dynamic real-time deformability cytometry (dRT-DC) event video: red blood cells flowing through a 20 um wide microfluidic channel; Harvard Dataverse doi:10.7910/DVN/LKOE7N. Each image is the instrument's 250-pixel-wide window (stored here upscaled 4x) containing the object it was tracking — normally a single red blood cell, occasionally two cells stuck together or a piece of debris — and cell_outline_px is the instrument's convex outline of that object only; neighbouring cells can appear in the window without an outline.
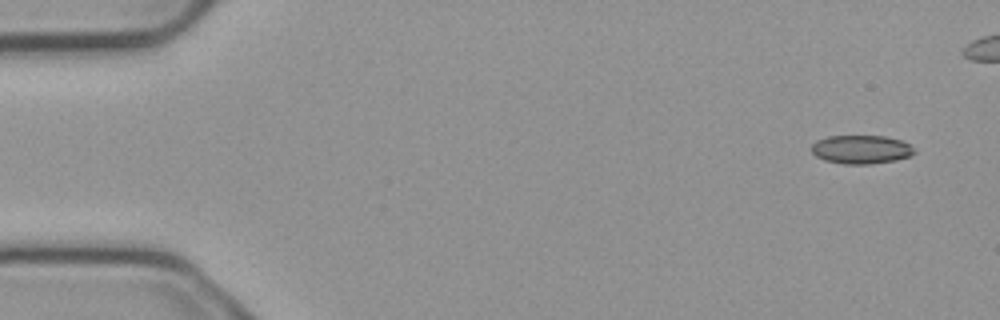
{"species": "common noctule bat (a hibernating species)", "species_latin": "Nyctalus noctula", "temperature_condition": "cold", "stored_images_in_passage": 5, "camera_frame_rate_fps": 3000, "um_per_image_px": 0.085, "animal": {"sex": "male", "body_mass_g": 23.1, "forearm_length_mm": 52.7}, "frame": {"image": 1, "passage_image": 1, "time_ms": 0.0, "image_size_px": [1000, 320], "cell_outline_px": [[916, 152], [912, 156], [896, 160], [872, 164], [844, 164], [824, 160], [816, 156], [812, 152], [812, 144], [816, 140], [828, 136], [884, 136], [900, 140], [908, 144]], "centroid_in_image_um": [73.19, 12.71], "position_along_channel_um": 11.8, "area_um2": 17.17}}